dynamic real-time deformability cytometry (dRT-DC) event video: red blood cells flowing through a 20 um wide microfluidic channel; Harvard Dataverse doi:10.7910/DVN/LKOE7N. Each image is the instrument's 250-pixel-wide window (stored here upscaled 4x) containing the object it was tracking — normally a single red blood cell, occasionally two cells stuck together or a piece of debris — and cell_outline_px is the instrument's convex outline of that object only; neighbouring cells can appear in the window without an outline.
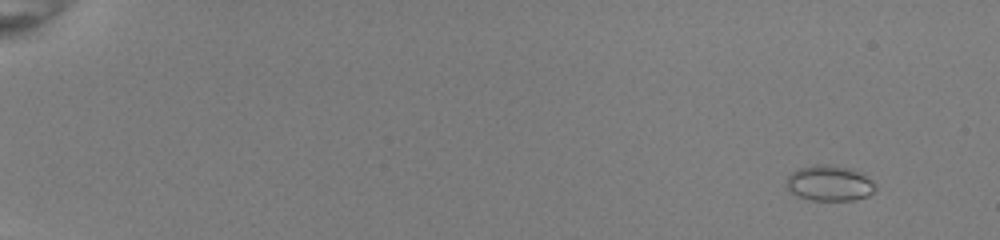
{"species": "common noctule bat (a hibernating species)", "species_latin": "Nyctalus noctula", "temperature_condition": "room temperature", "stored_images_in_passage": 50, "camera_frame_rate_fps": 3000, "um_per_image_px": 0.085, "animal": {"sex": "female", "body_mass_g": 22.0, "forearm_length_mm": 56.7}, "frame": {"image": 1, "passage_image": 1, "time_ms": 0.0, "image_size_px": [1000, 240], "cell_outline_px": [[876, 188], [868, 196], [852, 200], [812, 200], [800, 196], [792, 192], [788, 188], [788, 176], [792, 172], [800, 168], [816, 164], [820, 164], [848, 168], [864, 176]], "centroid_in_image_um": [70.47, 15.58], "position_along_channel_um": 14.5, "area_um2": 17.63}}
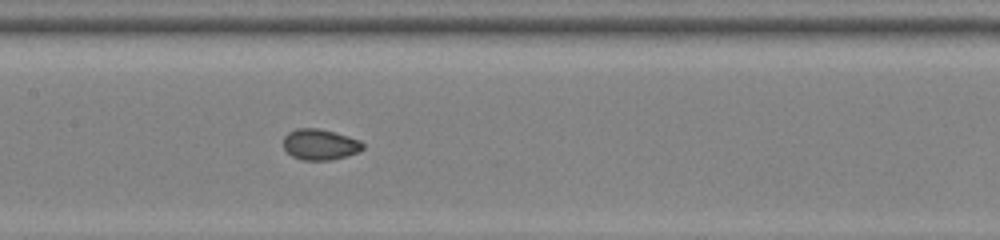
{"frame": {"image": 2, "passage_image": 26, "time_ms": 8.333, "image_size_px": [1000, 240], "cell_outline_px": [[364, 148], [360, 152], [328, 160], [300, 160], [292, 156], [284, 148], [284, 136], [288, 132], [296, 128], [320, 128], [348, 136], [360, 140], [364, 144]], "centroid_in_image_um": [27.2, 12.27], "position_along_channel_um": 180.2, "area_um2": 14.33}}
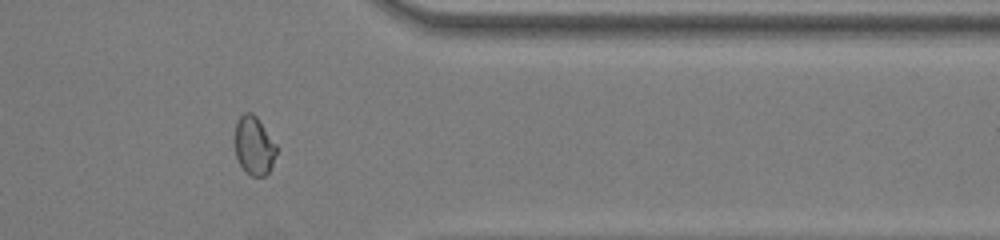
{"frame": {"image": 3, "passage_image": 42, "time_ms": 13.667, "image_size_px": [1000, 240], "cell_outline_px": [[276, 152], [272, 164], [268, 172], [264, 176], [252, 176], [240, 164], [236, 156], [236, 124], [240, 116], [244, 112], [252, 112], [256, 116], [276, 144]], "centroid_in_image_um": [21.6, 12.36], "position_along_channel_um": 389.8, "area_um2": 13.76}}